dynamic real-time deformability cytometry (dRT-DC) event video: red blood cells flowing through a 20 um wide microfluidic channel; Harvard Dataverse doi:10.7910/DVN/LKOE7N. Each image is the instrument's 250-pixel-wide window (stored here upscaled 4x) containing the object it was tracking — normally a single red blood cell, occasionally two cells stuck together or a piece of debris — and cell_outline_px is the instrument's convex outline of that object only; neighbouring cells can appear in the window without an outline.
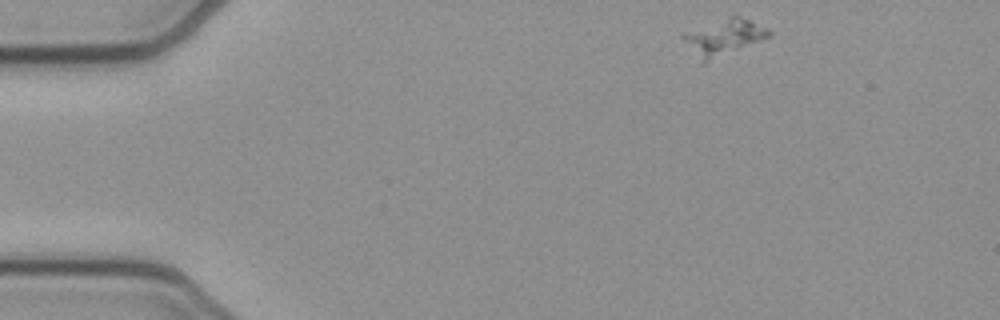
{"species": "common noctule bat (a hibernating species)", "species_latin": "Nyctalus noctula", "temperature_condition": "cold", "stored_images_in_passage": 13, "camera_frame_rate_fps": 3000, "um_per_image_px": 0.085, "animal": {"sex": "female", "body_mass_g": 21.9}, "frame": {"image": 1, "passage_image": 1, "time_ms": 0.0, "image_size_px": [1000, 320], "cell_outline_px": [[772, 36], [704, 64], [680, 36], [732, 16], [736, 16], [748, 20], [768, 28], [772, 32]], "centroid_in_image_um": [61.61, 3.21], "position_along_channel_um": 23.4, "area_um2": 17.11}}